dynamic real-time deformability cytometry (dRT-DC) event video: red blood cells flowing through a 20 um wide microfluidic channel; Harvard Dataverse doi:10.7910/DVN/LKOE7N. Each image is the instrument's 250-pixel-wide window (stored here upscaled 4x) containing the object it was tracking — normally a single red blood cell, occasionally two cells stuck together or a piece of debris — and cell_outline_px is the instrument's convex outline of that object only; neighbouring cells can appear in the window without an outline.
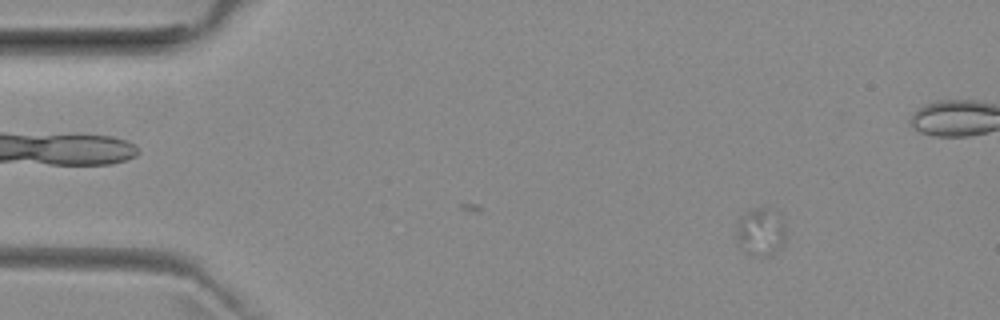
{"species": "common noctule bat (a hibernating species)", "species_latin": "Nyctalus noctula", "temperature_condition": "room temperature", "stored_images_in_passage": 28, "camera_frame_rate_fps": 3000, "um_per_image_px": 0.085, "animal": {"sex": "female", "body_mass_g": 29.2, "forearm_length_mm": 56.3}, "frame": {"image": 1, "passage_image": 1, "time_ms": 0.0, "image_size_px": [1000, 320], "cell_outline_px": [[784, 244], [772, 256], [764, 260], [744, 252], [736, 244], [736, 232], [740, 216], [744, 212], [756, 208], [764, 208], [784, 220]], "centroid_in_image_um": [64.61, 19.82], "position_along_channel_um": 20.4, "area_um2": 14.1}}